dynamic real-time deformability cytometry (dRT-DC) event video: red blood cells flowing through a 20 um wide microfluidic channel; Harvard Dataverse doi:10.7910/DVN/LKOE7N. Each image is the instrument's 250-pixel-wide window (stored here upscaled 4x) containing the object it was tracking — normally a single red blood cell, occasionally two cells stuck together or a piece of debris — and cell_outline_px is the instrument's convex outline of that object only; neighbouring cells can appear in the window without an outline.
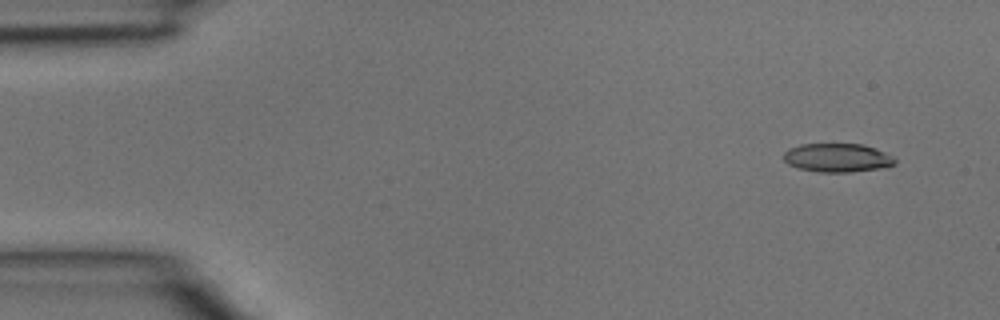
{"species": "common noctule bat (a hibernating species)", "species_latin": "Nyctalus noctula", "temperature_condition": "room temperature", "stored_images_in_passage": 4, "camera_frame_rate_fps": 3000, "um_per_image_px": 0.085, "animal": {"sex": "male", "body_mass_g": 15.6}, "frame": {"image": 1, "passage_image": 1, "time_ms": 0.0, "image_size_px": [1000, 320], "cell_outline_px": [[896, 164], [888, 168], [848, 172], [820, 172], [800, 168], [788, 164], [784, 160], [784, 152], [788, 148], [800, 144], [864, 144], [876, 148], [892, 156], [896, 160]], "centroid_in_image_um": [71.22, 13.41], "position_along_channel_um": 13.8, "area_um2": 18.79}}
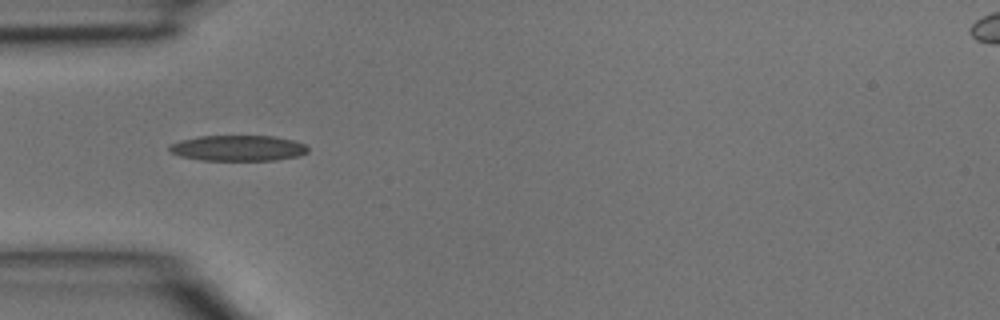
{"frame": {"image": 2, "passage_image": 3, "time_ms": 0.667, "image_size_px": [1000, 320], "cell_outline_px": [[308, 152], [300, 156], [276, 160], [200, 160], [180, 156], [172, 152], [168, 148], [168, 144], [180, 140], [200, 136], [272, 136], [292, 140], [304, 144], [308, 148]], "centroid_in_image_um": [20.22, 12.59], "position_along_channel_um": 64.8, "area_um2": 20.75}}
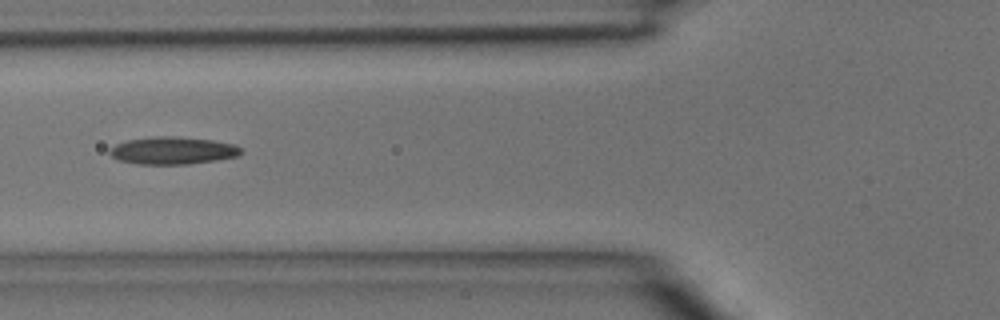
{"frame": {"image": 3, "passage_image": 4, "time_ms": 1.0, "image_size_px": [1000, 320], "cell_outline_px": [[244, 152], [236, 156], [216, 160], [188, 164], [140, 164], [120, 160], [112, 156], [108, 152], [108, 148], [116, 144], [128, 140], [156, 136], [172, 136], [212, 140], [236, 144]], "centroid_in_image_um": [14.69, 12.79], "position_along_channel_um": 111.1, "area_um2": 20.92}}